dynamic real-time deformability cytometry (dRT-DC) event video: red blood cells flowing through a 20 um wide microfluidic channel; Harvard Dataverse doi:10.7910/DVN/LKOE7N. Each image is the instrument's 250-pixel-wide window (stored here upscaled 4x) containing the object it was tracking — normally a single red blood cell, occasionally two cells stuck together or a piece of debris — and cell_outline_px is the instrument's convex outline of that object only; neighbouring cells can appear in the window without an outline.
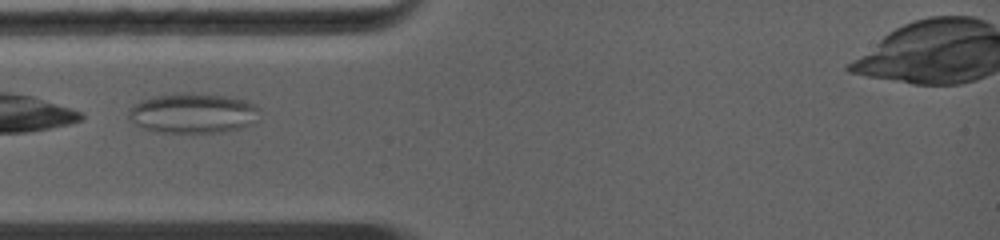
{"species": "common noctule bat (a hibernating species)", "species_latin": "Nyctalus noctula", "temperature_condition": "warm", "stored_images_in_passage": 5, "camera_frame_rate_fps": 5000, "um_per_image_px": 0.085, "animal": {"sex": "female", "body_mass_g": 19.0, "forearm_length_mm": 56.7}, "frame": {"image": 1, "passage_image": 1, "time_ms": 0.0, "image_size_px": [1000, 240], "cell_outline_px": [[256, 108], [252, 124], [240, 128], [224, 132], [156, 132], [144, 128], [136, 124], [128, 116], [128, 112], [140, 100], [156, 96], [184, 92], [224, 96], [248, 100]], "centroid_in_image_um": [16.36, 9.62], "position_along_channel_um": 68.6, "area_um2": 29.94}}
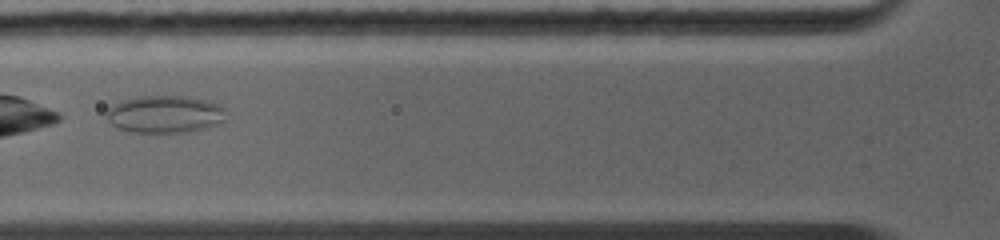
{"frame": {"image": 2, "passage_image": 4, "time_ms": 1.0, "image_size_px": [1000, 240], "cell_outline_px": [[224, 120], [216, 124], [204, 128], [188, 132], [128, 132], [116, 128], [104, 116], [104, 112], [112, 104], [124, 100], [140, 96], [184, 96], [204, 100], [216, 104], [224, 108]], "centroid_in_image_um": [13.93, 9.71], "position_along_channel_um": 111.9, "area_um2": 26.01}}